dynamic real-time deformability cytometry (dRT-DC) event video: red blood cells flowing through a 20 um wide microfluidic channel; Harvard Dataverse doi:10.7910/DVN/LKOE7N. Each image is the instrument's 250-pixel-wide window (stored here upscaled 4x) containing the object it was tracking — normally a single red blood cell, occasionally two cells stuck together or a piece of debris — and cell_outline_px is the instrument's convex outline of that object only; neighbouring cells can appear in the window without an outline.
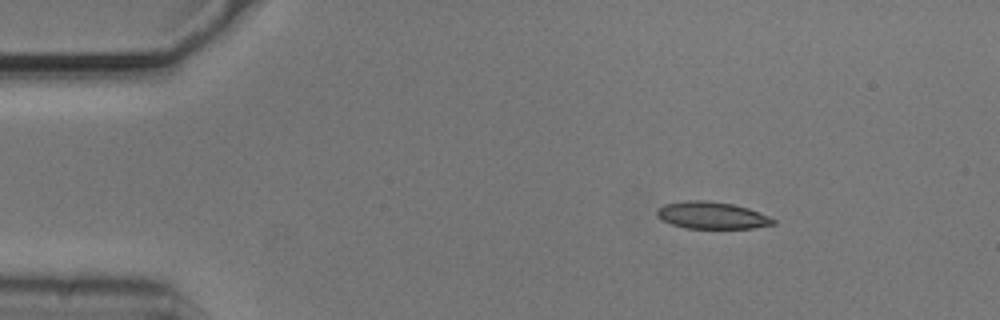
{"species": "common noctule bat (a hibernating species)", "species_latin": "Nyctalus noctula", "temperature_condition": "cold", "stored_images_in_passage": 47, "camera_frame_rate_fps": 3000, "um_per_image_px": 0.085, "animal": {"sex": "male", "body_mass_g": 20.5, "forearm_length_mm": 52.5}, "frame": {"image": 1, "passage_image": 1, "time_ms": 0.0, "image_size_px": [1000, 320], "cell_outline_px": [[776, 224], [752, 228], [684, 228], [672, 224], [656, 216], [656, 208], [664, 204], [688, 200], [704, 200], [732, 204], [748, 208], [768, 216], [776, 220]], "centroid_in_image_um": [60.49, 18.3], "position_along_channel_um": 24.5, "area_um2": 18.26}}
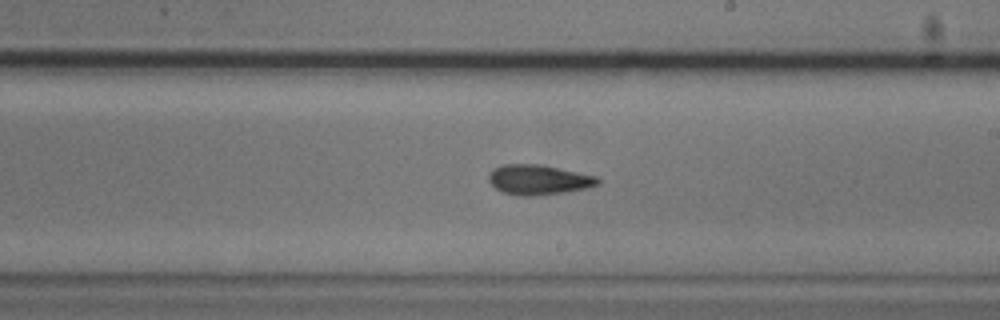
{"frame": {"image": 2, "passage_image": 24, "time_ms": 7.667, "image_size_px": [1000, 320], "cell_outline_px": [[600, 184], [588, 188], [568, 192], [536, 196], [516, 196], [504, 192], [496, 188], [488, 180], [488, 176], [492, 168], [504, 164], [540, 164], [600, 176]], "centroid_in_image_um": [45.83, 15.28], "position_along_channel_um": 243.2, "area_um2": 19.48}}
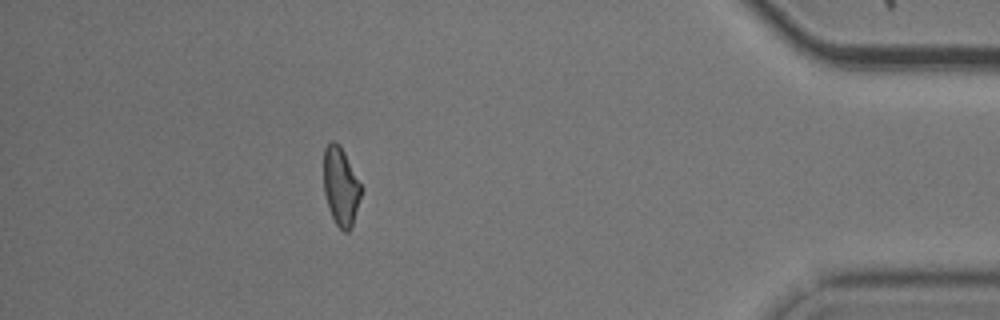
{"frame": {"image": 3, "passage_image": 41, "time_ms": 13.333, "image_size_px": [1000, 320], "cell_outline_px": [[364, 188], [352, 228], [348, 232], [344, 232], [336, 224], [328, 208], [324, 192], [324, 148], [332, 140], [336, 140], [340, 144]], "centroid_in_image_um": [29.0, 15.85], "position_along_channel_um": 406.2, "area_um2": 17.57}, "authors_computed_cell_mechanics": {"area_um2": 18.4382, "velocity_mm_per_s": 3.7321, "shape_relaxation_time_tau1_ms": 3.4797, "shape_relaxation_time_tau2_ms": 3.4553, "deformation_change_tau1": 0.1232, "deformation_change_tau2": 0.113}}